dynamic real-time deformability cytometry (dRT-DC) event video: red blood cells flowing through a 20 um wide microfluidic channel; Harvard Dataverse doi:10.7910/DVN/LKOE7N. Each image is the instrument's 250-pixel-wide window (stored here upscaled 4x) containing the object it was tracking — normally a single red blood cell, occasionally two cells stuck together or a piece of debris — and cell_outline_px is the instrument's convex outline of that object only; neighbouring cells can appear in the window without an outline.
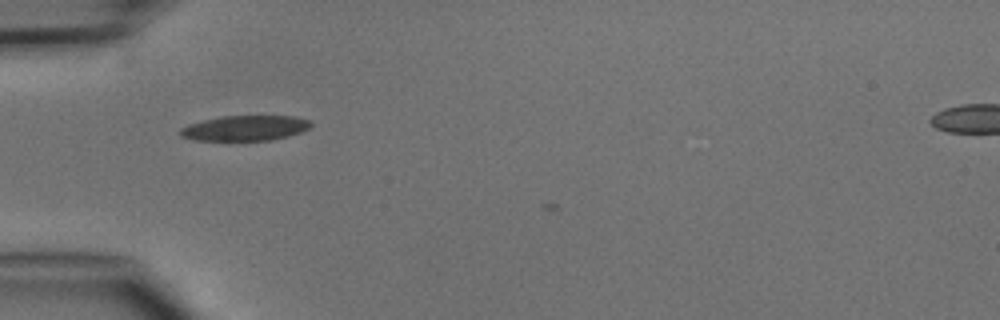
{"species": "common noctule bat (a hibernating species)", "species_latin": "Nyctalus noctula", "temperature_condition": "cold", "stored_images_in_passage": 1, "camera_frame_rate_fps": 3000, "um_per_image_px": 0.085, "animal": {"sex": "male", "body_mass_g": 15.6}, "frame": {"image": 1, "passage_image": 1, "time_ms": 0.0, "image_size_px": [1000, 320], "cell_outline_px": [[312, 124], [308, 128], [300, 132], [288, 136], [272, 140], [192, 140], [180, 136], [180, 128], [188, 124], [204, 120], [224, 116], [292, 116], [308, 120]], "centroid_in_image_um": [20.8, 10.89], "position_along_channel_um": 64.2, "area_um2": 19.02}}